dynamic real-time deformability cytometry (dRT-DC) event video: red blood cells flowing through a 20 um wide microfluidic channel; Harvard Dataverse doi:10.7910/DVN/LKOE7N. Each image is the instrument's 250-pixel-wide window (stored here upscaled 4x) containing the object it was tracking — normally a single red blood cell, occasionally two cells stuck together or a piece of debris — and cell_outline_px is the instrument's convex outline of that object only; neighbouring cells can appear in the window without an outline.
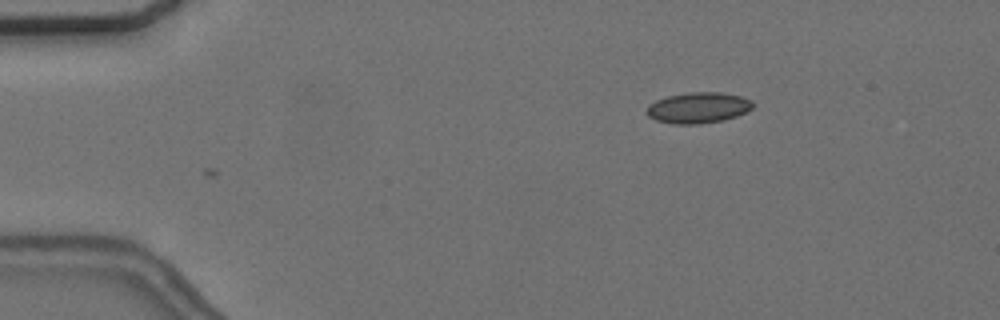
{"species": "common noctule bat (a hibernating species)", "species_latin": "Nyctalus noctula", "temperature_condition": "cold", "stored_images_in_passage": 5, "camera_frame_rate_fps": 3000, "um_per_image_px": 0.085, "animal": {"sex": "female", "body_mass_g": 24.6, "forearm_length_mm": 56.2}, "frame": {"image": 1, "passage_image": 5, "time_ms": 1.333, "image_size_px": [1000, 320], "cell_outline_px": [[752, 108], [736, 116], [724, 120], [700, 124], [672, 124], [656, 120], [648, 116], [644, 112], [648, 104], [656, 100], [668, 96], [688, 92], [720, 92], [740, 96], [752, 100]], "centroid_in_image_um": [59.3, 9.16], "position_along_channel_um": 25.7, "area_um2": 19.19}}